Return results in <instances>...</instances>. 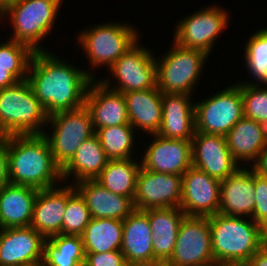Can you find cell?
<instances>
[{
    "label": "cell",
    "mask_w": 267,
    "mask_h": 266,
    "mask_svg": "<svg viewBox=\"0 0 267 266\" xmlns=\"http://www.w3.org/2000/svg\"><path fill=\"white\" fill-rule=\"evenodd\" d=\"M53 52H34L27 80L48 116L79 108L85 103L91 72L72 66Z\"/></svg>",
    "instance_id": "1"
},
{
    "label": "cell",
    "mask_w": 267,
    "mask_h": 266,
    "mask_svg": "<svg viewBox=\"0 0 267 266\" xmlns=\"http://www.w3.org/2000/svg\"><path fill=\"white\" fill-rule=\"evenodd\" d=\"M1 139L6 144L10 184L38 190L62 184L61 168L42 134L9 135Z\"/></svg>",
    "instance_id": "2"
},
{
    "label": "cell",
    "mask_w": 267,
    "mask_h": 266,
    "mask_svg": "<svg viewBox=\"0 0 267 266\" xmlns=\"http://www.w3.org/2000/svg\"><path fill=\"white\" fill-rule=\"evenodd\" d=\"M215 263H247L267 243V232L252 218L208 217Z\"/></svg>",
    "instance_id": "3"
},
{
    "label": "cell",
    "mask_w": 267,
    "mask_h": 266,
    "mask_svg": "<svg viewBox=\"0 0 267 266\" xmlns=\"http://www.w3.org/2000/svg\"><path fill=\"white\" fill-rule=\"evenodd\" d=\"M47 122L44 106L35 97L27 79L0 90V138L43 134Z\"/></svg>",
    "instance_id": "4"
},
{
    "label": "cell",
    "mask_w": 267,
    "mask_h": 266,
    "mask_svg": "<svg viewBox=\"0 0 267 266\" xmlns=\"http://www.w3.org/2000/svg\"><path fill=\"white\" fill-rule=\"evenodd\" d=\"M64 0H15L0 15L9 19L13 34L9 39L27 45L33 52L48 51L41 41L53 31ZM8 16V17H7ZM55 21V22H54Z\"/></svg>",
    "instance_id": "5"
},
{
    "label": "cell",
    "mask_w": 267,
    "mask_h": 266,
    "mask_svg": "<svg viewBox=\"0 0 267 266\" xmlns=\"http://www.w3.org/2000/svg\"><path fill=\"white\" fill-rule=\"evenodd\" d=\"M117 22V23H116ZM83 28L78 33L77 42L91 64V78L95 79L94 69L111 65L131 49L140 39L138 29L129 23L118 21ZM138 33V34H137ZM95 67V68H94Z\"/></svg>",
    "instance_id": "6"
},
{
    "label": "cell",
    "mask_w": 267,
    "mask_h": 266,
    "mask_svg": "<svg viewBox=\"0 0 267 266\" xmlns=\"http://www.w3.org/2000/svg\"><path fill=\"white\" fill-rule=\"evenodd\" d=\"M172 44L161 59L155 56L157 88L162 93L193 95L209 55L197 49L183 48L174 41Z\"/></svg>",
    "instance_id": "7"
},
{
    "label": "cell",
    "mask_w": 267,
    "mask_h": 266,
    "mask_svg": "<svg viewBox=\"0 0 267 266\" xmlns=\"http://www.w3.org/2000/svg\"><path fill=\"white\" fill-rule=\"evenodd\" d=\"M48 124L52 132L48 129L42 135L49 144L55 163L61 169L72 159L80 144L95 134L85 105L48 116L47 127Z\"/></svg>",
    "instance_id": "8"
},
{
    "label": "cell",
    "mask_w": 267,
    "mask_h": 266,
    "mask_svg": "<svg viewBox=\"0 0 267 266\" xmlns=\"http://www.w3.org/2000/svg\"><path fill=\"white\" fill-rule=\"evenodd\" d=\"M196 132L226 136L244 116L240 83L194 103Z\"/></svg>",
    "instance_id": "9"
},
{
    "label": "cell",
    "mask_w": 267,
    "mask_h": 266,
    "mask_svg": "<svg viewBox=\"0 0 267 266\" xmlns=\"http://www.w3.org/2000/svg\"><path fill=\"white\" fill-rule=\"evenodd\" d=\"M194 12L177 21L173 41L183 48L210 55L216 40L229 26V12L217 5H206Z\"/></svg>",
    "instance_id": "10"
},
{
    "label": "cell",
    "mask_w": 267,
    "mask_h": 266,
    "mask_svg": "<svg viewBox=\"0 0 267 266\" xmlns=\"http://www.w3.org/2000/svg\"><path fill=\"white\" fill-rule=\"evenodd\" d=\"M150 50L140 45L138 41L108 69L112 78L118 82L111 81L113 79L109 76L99 80L108 88L123 94L155 88L157 86L156 61L155 54ZM111 82L116 85L112 86L114 84Z\"/></svg>",
    "instance_id": "11"
},
{
    "label": "cell",
    "mask_w": 267,
    "mask_h": 266,
    "mask_svg": "<svg viewBox=\"0 0 267 266\" xmlns=\"http://www.w3.org/2000/svg\"><path fill=\"white\" fill-rule=\"evenodd\" d=\"M214 263L208 217L185 216L178 229L172 256L163 266H208Z\"/></svg>",
    "instance_id": "12"
},
{
    "label": "cell",
    "mask_w": 267,
    "mask_h": 266,
    "mask_svg": "<svg viewBox=\"0 0 267 266\" xmlns=\"http://www.w3.org/2000/svg\"><path fill=\"white\" fill-rule=\"evenodd\" d=\"M221 181L191 166L182 175L180 209L186 216L209 217L218 213Z\"/></svg>",
    "instance_id": "13"
},
{
    "label": "cell",
    "mask_w": 267,
    "mask_h": 266,
    "mask_svg": "<svg viewBox=\"0 0 267 266\" xmlns=\"http://www.w3.org/2000/svg\"><path fill=\"white\" fill-rule=\"evenodd\" d=\"M182 176L151 172L142 166L138 172L135 209L180 208Z\"/></svg>",
    "instance_id": "14"
},
{
    "label": "cell",
    "mask_w": 267,
    "mask_h": 266,
    "mask_svg": "<svg viewBox=\"0 0 267 266\" xmlns=\"http://www.w3.org/2000/svg\"><path fill=\"white\" fill-rule=\"evenodd\" d=\"M151 137L154 140L139 161L144 169L182 176L192 166L191 140L168 139L157 134Z\"/></svg>",
    "instance_id": "15"
},
{
    "label": "cell",
    "mask_w": 267,
    "mask_h": 266,
    "mask_svg": "<svg viewBox=\"0 0 267 266\" xmlns=\"http://www.w3.org/2000/svg\"><path fill=\"white\" fill-rule=\"evenodd\" d=\"M192 142V166L220 181L234 174L241 166L227 146L226 136L195 132Z\"/></svg>",
    "instance_id": "16"
},
{
    "label": "cell",
    "mask_w": 267,
    "mask_h": 266,
    "mask_svg": "<svg viewBox=\"0 0 267 266\" xmlns=\"http://www.w3.org/2000/svg\"><path fill=\"white\" fill-rule=\"evenodd\" d=\"M44 240L32 227L0 229V266L41 264Z\"/></svg>",
    "instance_id": "17"
},
{
    "label": "cell",
    "mask_w": 267,
    "mask_h": 266,
    "mask_svg": "<svg viewBox=\"0 0 267 266\" xmlns=\"http://www.w3.org/2000/svg\"><path fill=\"white\" fill-rule=\"evenodd\" d=\"M93 128L130 124L123 93L105 86L97 78L92 79L85 95V103Z\"/></svg>",
    "instance_id": "18"
},
{
    "label": "cell",
    "mask_w": 267,
    "mask_h": 266,
    "mask_svg": "<svg viewBox=\"0 0 267 266\" xmlns=\"http://www.w3.org/2000/svg\"><path fill=\"white\" fill-rule=\"evenodd\" d=\"M254 170L240 167L221 181L218 213L252 218L255 207Z\"/></svg>",
    "instance_id": "19"
},
{
    "label": "cell",
    "mask_w": 267,
    "mask_h": 266,
    "mask_svg": "<svg viewBox=\"0 0 267 266\" xmlns=\"http://www.w3.org/2000/svg\"><path fill=\"white\" fill-rule=\"evenodd\" d=\"M193 95L162 93V121L157 135L168 139L192 140L195 135Z\"/></svg>",
    "instance_id": "20"
},
{
    "label": "cell",
    "mask_w": 267,
    "mask_h": 266,
    "mask_svg": "<svg viewBox=\"0 0 267 266\" xmlns=\"http://www.w3.org/2000/svg\"><path fill=\"white\" fill-rule=\"evenodd\" d=\"M147 210L135 209L123 220L121 252L127 262L162 266L155 258Z\"/></svg>",
    "instance_id": "21"
},
{
    "label": "cell",
    "mask_w": 267,
    "mask_h": 266,
    "mask_svg": "<svg viewBox=\"0 0 267 266\" xmlns=\"http://www.w3.org/2000/svg\"><path fill=\"white\" fill-rule=\"evenodd\" d=\"M84 198L92 218L125 220L134 210L130 197L117 195L95 180H82L73 184Z\"/></svg>",
    "instance_id": "22"
},
{
    "label": "cell",
    "mask_w": 267,
    "mask_h": 266,
    "mask_svg": "<svg viewBox=\"0 0 267 266\" xmlns=\"http://www.w3.org/2000/svg\"><path fill=\"white\" fill-rule=\"evenodd\" d=\"M38 191L30 227L45 239L62 234V221L66 210L67 185Z\"/></svg>",
    "instance_id": "23"
},
{
    "label": "cell",
    "mask_w": 267,
    "mask_h": 266,
    "mask_svg": "<svg viewBox=\"0 0 267 266\" xmlns=\"http://www.w3.org/2000/svg\"><path fill=\"white\" fill-rule=\"evenodd\" d=\"M226 141L235 161L241 167L244 162L251 167L267 146V126L243 116L228 132Z\"/></svg>",
    "instance_id": "24"
},
{
    "label": "cell",
    "mask_w": 267,
    "mask_h": 266,
    "mask_svg": "<svg viewBox=\"0 0 267 266\" xmlns=\"http://www.w3.org/2000/svg\"><path fill=\"white\" fill-rule=\"evenodd\" d=\"M129 123L137 131L157 134L162 121V92L157 88L124 93Z\"/></svg>",
    "instance_id": "25"
},
{
    "label": "cell",
    "mask_w": 267,
    "mask_h": 266,
    "mask_svg": "<svg viewBox=\"0 0 267 266\" xmlns=\"http://www.w3.org/2000/svg\"><path fill=\"white\" fill-rule=\"evenodd\" d=\"M38 191L10 183L0 188V229L30 227Z\"/></svg>",
    "instance_id": "26"
},
{
    "label": "cell",
    "mask_w": 267,
    "mask_h": 266,
    "mask_svg": "<svg viewBox=\"0 0 267 266\" xmlns=\"http://www.w3.org/2000/svg\"><path fill=\"white\" fill-rule=\"evenodd\" d=\"M154 258L163 266L172 256L181 221L186 216L180 208L147 209Z\"/></svg>",
    "instance_id": "27"
},
{
    "label": "cell",
    "mask_w": 267,
    "mask_h": 266,
    "mask_svg": "<svg viewBox=\"0 0 267 266\" xmlns=\"http://www.w3.org/2000/svg\"><path fill=\"white\" fill-rule=\"evenodd\" d=\"M108 160L97 135L94 134L80 144L72 159L61 169L63 183L68 182L71 177L73 184L82 180H95Z\"/></svg>",
    "instance_id": "28"
},
{
    "label": "cell",
    "mask_w": 267,
    "mask_h": 266,
    "mask_svg": "<svg viewBox=\"0 0 267 266\" xmlns=\"http://www.w3.org/2000/svg\"><path fill=\"white\" fill-rule=\"evenodd\" d=\"M80 236L85 253L121 250L123 221L111 218H92Z\"/></svg>",
    "instance_id": "29"
},
{
    "label": "cell",
    "mask_w": 267,
    "mask_h": 266,
    "mask_svg": "<svg viewBox=\"0 0 267 266\" xmlns=\"http://www.w3.org/2000/svg\"><path fill=\"white\" fill-rule=\"evenodd\" d=\"M140 168L141 164L138 163L137 158L108 160L95 181L117 195L134 200Z\"/></svg>",
    "instance_id": "30"
},
{
    "label": "cell",
    "mask_w": 267,
    "mask_h": 266,
    "mask_svg": "<svg viewBox=\"0 0 267 266\" xmlns=\"http://www.w3.org/2000/svg\"><path fill=\"white\" fill-rule=\"evenodd\" d=\"M85 250L80 235L58 234L43 242L42 266H84Z\"/></svg>",
    "instance_id": "31"
},
{
    "label": "cell",
    "mask_w": 267,
    "mask_h": 266,
    "mask_svg": "<svg viewBox=\"0 0 267 266\" xmlns=\"http://www.w3.org/2000/svg\"><path fill=\"white\" fill-rule=\"evenodd\" d=\"M131 124L99 128L95 131L103 151L109 160L132 158L134 143L137 141ZM135 133V134H134ZM134 149V150H132Z\"/></svg>",
    "instance_id": "32"
},
{
    "label": "cell",
    "mask_w": 267,
    "mask_h": 266,
    "mask_svg": "<svg viewBox=\"0 0 267 266\" xmlns=\"http://www.w3.org/2000/svg\"><path fill=\"white\" fill-rule=\"evenodd\" d=\"M244 61L252 81L250 85H267V27L257 30L245 41ZM262 83V84H261Z\"/></svg>",
    "instance_id": "33"
},
{
    "label": "cell",
    "mask_w": 267,
    "mask_h": 266,
    "mask_svg": "<svg viewBox=\"0 0 267 266\" xmlns=\"http://www.w3.org/2000/svg\"><path fill=\"white\" fill-rule=\"evenodd\" d=\"M92 217L84 198L72 183L67 184V202L62 221L63 235H81Z\"/></svg>",
    "instance_id": "34"
},
{
    "label": "cell",
    "mask_w": 267,
    "mask_h": 266,
    "mask_svg": "<svg viewBox=\"0 0 267 266\" xmlns=\"http://www.w3.org/2000/svg\"><path fill=\"white\" fill-rule=\"evenodd\" d=\"M33 54L27 45L12 39L4 40L0 43V67L9 68V72L18 81L26 80Z\"/></svg>",
    "instance_id": "35"
},
{
    "label": "cell",
    "mask_w": 267,
    "mask_h": 266,
    "mask_svg": "<svg viewBox=\"0 0 267 266\" xmlns=\"http://www.w3.org/2000/svg\"><path fill=\"white\" fill-rule=\"evenodd\" d=\"M245 118L267 126V85H250L240 82Z\"/></svg>",
    "instance_id": "36"
},
{
    "label": "cell",
    "mask_w": 267,
    "mask_h": 266,
    "mask_svg": "<svg viewBox=\"0 0 267 266\" xmlns=\"http://www.w3.org/2000/svg\"><path fill=\"white\" fill-rule=\"evenodd\" d=\"M255 207L252 220L267 232V177L254 172Z\"/></svg>",
    "instance_id": "37"
},
{
    "label": "cell",
    "mask_w": 267,
    "mask_h": 266,
    "mask_svg": "<svg viewBox=\"0 0 267 266\" xmlns=\"http://www.w3.org/2000/svg\"><path fill=\"white\" fill-rule=\"evenodd\" d=\"M85 254L84 266H122L126 261L121 250Z\"/></svg>",
    "instance_id": "38"
},
{
    "label": "cell",
    "mask_w": 267,
    "mask_h": 266,
    "mask_svg": "<svg viewBox=\"0 0 267 266\" xmlns=\"http://www.w3.org/2000/svg\"><path fill=\"white\" fill-rule=\"evenodd\" d=\"M9 184V166L6 144L0 138V188Z\"/></svg>",
    "instance_id": "39"
},
{
    "label": "cell",
    "mask_w": 267,
    "mask_h": 266,
    "mask_svg": "<svg viewBox=\"0 0 267 266\" xmlns=\"http://www.w3.org/2000/svg\"><path fill=\"white\" fill-rule=\"evenodd\" d=\"M251 168L259 175L267 177V146L259 154L256 162L251 166Z\"/></svg>",
    "instance_id": "40"
},
{
    "label": "cell",
    "mask_w": 267,
    "mask_h": 266,
    "mask_svg": "<svg viewBox=\"0 0 267 266\" xmlns=\"http://www.w3.org/2000/svg\"><path fill=\"white\" fill-rule=\"evenodd\" d=\"M248 266H267V243L247 262Z\"/></svg>",
    "instance_id": "41"
},
{
    "label": "cell",
    "mask_w": 267,
    "mask_h": 266,
    "mask_svg": "<svg viewBox=\"0 0 267 266\" xmlns=\"http://www.w3.org/2000/svg\"><path fill=\"white\" fill-rule=\"evenodd\" d=\"M18 80L9 72V68L0 67V90L15 85Z\"/></svg>",
    "instance_id": "42"
},
{
    "label": "cell",
    "mask_w": 267,
    "mask_h": 266,
    "mask_svg": "<svg viewBox=\"0 0 267 266\" xmlns=\"http://www.w3.org/2000/svg\"><path fill=\"white\" fill-rule=\"evenodd\" d=\"M15 0H0V15L7 9V7Z\"/></svg>",
    "instance_id": "43"
},
{
    "label": "cell",
    "mask_w": 267,
    "mask_h": 266,
    "mask_svg": "<svg viewBox=\"0 0 267 266\" xmlns=\"http://www.w3.org/2000/svg\"><path fill=\"white\" fill-rule=\"evenodd\" d=\"M212 266H248L247 263H214Z\"/></svg>",
    "instance_id": "44"
},
{
    "label": "cell",
    "mask_w": 267,
    "mask_h": 266,
    "mask_svg": "<svg viewBox=\"0 0 267 266\" xmlns=\"http://www.w3.org/2000/svg\"><path fill=\"white\" fill-rule=\"evenodd\" d=\"M122 266H148L142 263H134V262H127L125 261V263Z\"/></svg>",
    "instance_id": "45"
}]
</instances>
